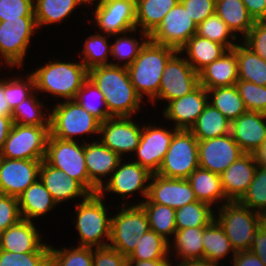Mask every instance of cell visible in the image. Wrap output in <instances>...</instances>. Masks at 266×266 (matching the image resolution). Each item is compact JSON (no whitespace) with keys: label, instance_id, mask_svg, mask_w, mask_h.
I'll use <instances>...</instances> for the list:
<instances>
[{"label":"cell","instance_id":"11","mask_svg":"<svg viewBox=\"0 0 266 266\" xmlns=\"http://www.w3.org/2000/svg\"><path fill=\"white\" fill-rule=\"evenodd\" d=\"M50 126L21 125L13 123L7 136L2 158L43 161L46 155Z\"/></svg>","mask_w":266,"mask_h":266},{"label":"cell","instance_id":"64","mask_svg":"<svg viewBox=\"0 0 266 266\" xmlns=\"http://www.w3.org/2000/svg\"><path fill=\"white\" fill-rule=\"evenodd\" d=\"M255 157L259 164L266 166V137Z\"/></svg>","mask_w":266,"mask_h":266},{"label":"cell","instance_id":"3","mask_svg":"<svg viewBox=\"0 0 266 266\" xmlns=\"http://www.w3.org/2000/svg\"><path fill=\"white\" fill-rule=\"evenodd\" d=\"M176 51L149 39L134 62L127 67L131 83L142 100L146 99L145 103L157 97L166 63Z\"/></svg>","mask_w":266,"mask_h":266},{"label":"cell","instance_id":"52","mask_svg":"<svg viewBox=\"0 0 266 266\" xmlns=\"http://www.w3.org/2000/svg\"><path fill=\"white\" fill-rule=\"evenodd\" d=\"M34 16V0H0V22Z\"/></svg>","mask_w":266,"mask_h":266},{"label":"cell","instance_id":"29","mask_svg":"<svg viewBox=\"0 0 266 266\" xmlns=\"http://www.w3.org/2000/svg\"><path fill=\"white\" fill-rule=\"evenodd\" d=\"M198 201L209 204L215 210L228 202L222 188L221 176L198 167L187 178Z\"/></svg>","mask_w":266,"mask_h":266},{"label":"cell","instance_id":"15","mask_svg":"<svg viewBox=\"0 0 266 266\" xmlns=\"http://www.w3.org/2000/svg\"><path fill=\"white\" fill-rule=\"evenodd\" d=\"M92 9L88 8V11H93V18L87 20L99 33L114 35L136 28V0H107Z\"/></svg>","mask_w":266,"mask_h":266},{"label":"cell","instance_id":"63","mask_svg":"<svg viewBox=\"0 0 266 266\" xmlns=\"http://www.w3.org/2000/svg\"><path fill=\"white\" fill-rule=\"evenodd\" d=\"M173 266H219V265L212 263L205 258H202V259L174 261Z\"/></svg>","mask_w":266,"mask_h":266},{"label":"cell","instance_id":"44","mask_svg":"<svg viewBox=\"0 0 266 266\" xmlns=\"http://www.w3.org/2000/svg\"><path fill=\"white\" fill-rule=\"evenodd\" d=\"M137 242L127 260H156L170 256L169 241L153 230L149 229Z\"/></svg>","mask_w":266,"mask_h":266},{"label":"cell","instance_id":"65","mask_svg":"<svg viewBox=\"0 0 266 266\" xmlns=\"http://www.w3.org/2000/svg\"><path fill=\"white\" fill-rule=\"evenodd\" d=\"M104 1H107V0H85L86 5L87 7L89 6V8Z\"/></svg>","mask_w":266,"mask_h":266},{"label":"cell","instance_id":"32","mask_svg":"<svg viewBox=\"0 0 266 266\" xmlns=\"http://www.w3.org/2000/svg\"><path fill=\"white\" fill-rule=\"evenodd\" d=\"M204 228L177 229L173 238L169 241V255L173 261L204 258L202 243Z\"/></svg>","mask_w":266,"mask_h":266},{"label":"cell","instance_id":"50","mask_svg":"<svg viewBox=\"0 0 266 266\" xmlns=\"http://www.w3.org/2000/svg\"><path fill=\"white\" fill-rule=\"evenodd\" d=\"M248 111L266 114V86L238 80L235 84Z\"/></svg>","mask_w":266,"mask_h":266},{"label":"cell","instance_id":"12","mask_svg":"<svg viewBox=\"0 0 266 266\" xmlns=\"http://www.w3.org/2000/svg\"><path fill=\"white\" fill-rule=\"evenodd\" d=\"M198 167V139L189 130H178L156 174L187 179Z\"/></svg>","mask_w":266,"mask_h":266},{"label":"cell","instance_id":"10","mask_svg":"<svg viewBox=\"0 0 266 266\" xmlns=\"http://www.w3.org/2000/svg\"><path fill=\"white\" fill-rule=\"evenodd\" d=\"M44 160L54 168L79 181L91 194L99 189L89 180L84 158V142L48 138Z\"/></svg>","mask_w":266,"mask_h":266},{"label":"cell","instance_id":"16","mask_svg":"<svg viewBox=\"0 0 266 266\" xmlns=\"http://www.w3.org/2000/svg\"><path fill=\"white\" fill-rule=\"evenodd\" d=\"M141 125L134 117H111L100 124L98 139L121 158H130L139 145Z\"/></svg>","mask_w":266,"mask_h":266},{"label":"cell","instance_id":"1","mask_svg":"<svg viewBox=\"0 0 266 266\" xmlns=\"http://www.w3.org/2000/svg\"><path fill=\"white\" fill-rule=\"evenodd\" d=\"M88 79L104 94L108 113L112 117L136 118L137 113L142 112L145 101L132 85L127 67L96 66L88 70Z\"/></svg>","mask_w":266,"mask_h":266},{"label":"cell","instance_id":"17","mask_svg":"<svg viewBox=\"0 0 266 266\" xmlns=\"http://www.w3.org/2000/svg\"><path fill=\"white\" fill-rule=\"evenodd\" d=\"M197 25L184 6L178 2L149 35L152 42L179 51L196 34Z\"/></svg>","mask_w":266,"mask_h":266},{"label":"cell","instance_id":"2","mask_svg":"<svg viewBox=\"0 0 266 266\" xmlns=\"http://www.w3.org/2000/svg\"><path fill=\"white\" fill-rule=\"evenodd\" d=\"M48 59L30 72L35 81V91L47 94L57 102L74 100L83 83L88 79V69L80 60ZM51 95V96H50ZM55 97V98H54ZM59 100V101H58Z\"/></svg>","mask_w":266,"mask_h":266},{"label":"cell","instance_id":"33","mask_svg":"<svg viewBox=\"0 0 266 266\" xmlns=\"http://www.w3.org/2000/svg\"><path fill=\"white\" fill-rule=\"evenodd\" d=\"M136 34H139V39L135 36ZM112 38L115 40L113 43L111 42V58H113L111 65L124 67H128L134 62L141 48L150 39L146 32L137 28L125 33L111 35Z\"/></svg>","mask_w":266,"mask_h":266},{"label":"cell","instance_id":"53","mask_svg":"<svg viewBox=\"0 0 266 266\" xmlns=\"http://www.w3.org/2000/svg\"><path fill=\"white\" fill-rule=\"evenodd\" d=\"M21 219L18 198L0 194V233Z\"/></svg>","mask_w":266,"mask_h":266},{"label":"cell","instance_id":"18","mask_svg":"<svg viewBox=\"0 0 266 266\" xmlns=\"http://www.w3.org/2000/svg\"><path fill=\"white\" fill-rule=\"evenodd\" d=\"M208 104L207 90L198 85L193 91L179 99L168 102L162 109V118L178 130H190ZM164 108V109H163Z\"/></svg>","mask_w":266,"mask_h":266},{"label":"cell","instance_id":"57","mask_svg":"<svg viewBox=\"0 0 266 266\" xmlns=\"http://www.w3.org/2000/svg\"><path fill=\"white\" fill-rule=\"evenodd\" d=\"M250 251L256 254L266 266V219L254 234L250 245Z\"/></svg>","mask_w":266,"mask_h":266},{"label":"cell","instance_id":"5","mask_svg":"<svg viewBox=\"0 0 266 266\" xmlns=\"http://www.w3.org/2000/svg\"><path fill=\"white\" fill-rule=\"evenodd\" d=\"M100 124L101 122L88 113L75 99L57 102L50 109V135L52 137L86 143L89 141L84 139L87 136L92 138V141L93 138L97 140L95 136H99Z\"/></svg>","mask_w":266,"mask_h":266},{"label":"cell","instance_id":"4","mask_svg":"<svg viewBox=\"0 0 266 266\" xmlns=\"http://www.w3.org/2000/svg\"><path fill=\"white\" fill-rule=\"evenodd\" d=\"M105 204V198L99 193L75 203L73 223L79 238L77 246L97 248L109 245L112 213L109 214Z\"/></svg>","mask_w":266,"mask_h":266},{"label":"cell","instance_id":"36","mask_svg":"<svg viewBox=\"0 0 266 266\" xmlns=\"http://www.w3.org/2000/svg\"><path fill=\"white\" fill-rule=\"evenodd\" d=\"M189 131L198 141L221 137L231 133V121L208 103Z\"/></svg>","mask_w":266,"mask_h":266},{"label":"cell","instance_id":"24","mask_svg":"<svg viewBox=\"0 0 266 266\" xmlns=\"http://www.w3.org/2000/svg\"><path fill=\"white\" fill-rule=\"evenodd\" d=\"M231 135L243 153L256 154L266 137V114L247 110L231 122Z\"/></svg>","mask_w":266,"mask_h":266},{"label":"cell","instance_id":"47","mask_svg":"<svg viewBox=\"0 0 266 266\" xmlns=\"http://www.w3.org/2000/svg\"><path fill=\"white\" fill-rule=\"evenodd\" d=\"M75 100L101 123L112 117L108 113L104 94L89 79L83 83Z\"/></svg>","mask_w":266,"mask_h":266},{"label":"cell","instance_id":"34","mask_svg":"<svg viewBox=\"0 0 266 266\" xmlns=\"http://www.w3.org/2000/svg\"><path fill=\"white\" fill-rule=\"evenodd\" d=\"M202 243L204 258L217 265L227 266L224 260L229 256L227 259L231 261L236 254L224 229L215 219L203 229Z\"/></svg>","mask_w":266,"mask_h":266},{"label":"cell","instance_id":"26","mask_svg":"<svg viewBox=\"0 0 266 266\" xmlns=\"http://www.w3.org/2000/svg\"><path fill=\"white\" fill-rule=\"evenodd\" d=\"M258 166L255 154H242L220 176L228 201H239L248 190Z\"/></svg>","mask_w":266,"mask_h":266},{"label":"cell","instance_id":"21","mask_svg":"<svg viewBox=\"0 0 266 266\" xmlns=\"http://www.w3.org/2000/svg\"><path fill=\"white\" fill-rule=\"evenodd\" d=\"M36 225L34 221L21 219L10 226L0 233V249L14 253L49 252L50 244L43 241L45 235Z\"/></svg>","mask_w":266,"mask_h":266},{"label":"cell","instance_id":"30","mask_svg":"<svg viewBox=\"0 0 266 266\" xmlns=\"http://www.w3.org/2000/svg\"><path fill=\"white\" fill-rule=\"evenodd\" d=\"M78 8H87L85 0H34V16L38 31L48 25L63 23L66 19L68 22Z\"/></svg>","mask_w":266,"mask_h":266},{"label":"cell","instance_id":"40","mask_svg":"<svg viewBox=\"0 0 266 266\" xmlns=\"http://www.w3.org/2000/svg\"><path fill=\"white\" fill-rule=\"evenodd\" d=\"M39 96L40 95L34 91L28 98L13 109L11 116L13 123L50 126V109H48V105L45 104L43 100L39 99ZM45 109L48 110L46 111Z\"/></svg>","mask_w":266,"mask_h":266},{"label":"cell","instance_id":"59","mask_svg":"<svg viewBox=\"0 0 266 266\" xmlns=\"http://www.w3.org/2000/svg\"><path fill=\"white\" fill-rule=\"evenodd\" d=\"M254 21L266 20V0H242Z\"/></svg>","mask_w":266,"mask_h":266},{"label":"cell","instance_id":"62","mask_svg":"<svg viewBox=\"0 0 266 266\" xmlns=\"http://www.w3.org/2000/svg\"><path fill=\"white\" fill-rule=\"evenodd\" d=\"M2 77L0 78V116H12L13 110L4 96V76Z\"/></svg>","mask_w":266,"mask_h":266},{"label":"cell","instance_id":"20","mask_svg":"<svg viewBox=\"0 0 266 266\" xmlns=\"http://www.w3.org/2000/svg\"><path fill=\"white\" fill-rule=\"evenodd\" d=\"M243 153L230 134L198 141L199 167L221 175Z\"/></svg>","mask_w":266,"mask_h":266},{"label":"cell","instance_id":"14","mask_svg":"<svg viewBox=\"0 0 266 266\" xmlns=\"http://www.w3.org/2000/svg\"><path fill=\"white\" fill-rule=\"evenodd\" d=\"M149 122L150 124L148 122L143 123L139 145L131 159L150 173L156 174L178 129L171 127V124L167 128L163 124L160 126V123L159 126L155 125V121Z\"/></svg>","mask_w":266,"mask_h":266},{"label":"cell","instance_id":"9","mask_svg":"<svg viewBox=\"0 0 266 266\" xmlns=\"http://www.w3.org/2000/svg\"><path fill=\"white\" fill-rule=\"evenodd\" d=\"M151 176L152 173L137 162L128 158L125 161V158H122L113 174L99 189L98 193L103 198L107 197L105 196L106 193L119 195L122 199L120 205H140L148 197ZM136 193L137 196L138 194L141 196V200L137 203L135 201H133L134 203L132 201L127 203L128 198L133 197Z\"/></svg>","mask_w":266,"mask_h":266},{"label":"cell","instance_id":"23","mask_svg":"<svg viewBox=\"0 0 266 266\" xmlns=\"http://www.w3.org/2000/svg\"><path fill=\"white\" fill-rule=\"evenodd\" d=\"M39 179L60 206L74 199L78 203L91 194L79 181L49 165L45 160L42 161L39 169Z\"/></svg>","mask_w":266,"mask_h":266},{"label":"cell","instance_id":"41","mask_svg":"<svg viewBox=\"0 0 266 266\" xmlns=\"http://www.w3.org/2000/svg\"><path fill=\"white\" fill-rule=\"evenodd\" d=\"M207 94L208 103L217 108L231 122L247 111L235 85L208 89Z\"/></svg>","mask_w":266,"mask_h":266},{"label":"cell","instance_id":"61","mask_svg":"<svg viewBox=\"0 0 266 266\" xmlns=\"http://www.w3.org/2000/svg\"><path fill=\"white\" fill-rule=\"evenodd\" d=\"M12 126L13 120L11 116H0V152L3 149Z\"/></svg>","mask_w":266,"mask_h":266},{"label":"cell","instance_id":"55","mask_svg":"<svg viewBox=\"0 0 266 266\" xmlns=\"http://www.w3.org/2000/svg\"><path fill=\"white\" fill-rule=\"evenodd\" d=\"M196 25L215 13L216 0H179Z\"/></svg>","mask_w":266,"mask_h":266},{"label":"cell","instance_id":"48","mask_svg":"<svg viewBox=\"0 0 266 266\" xmlns=\"http://www.w3.org/2000/svg\"><path fill=\"white\" fill-rule=\"evenodd\" d=\"M16 74L4 77V96L12 110L35 91L34 77L30 72Z\"/></svg>","mask_w":266,"mask_h":266},{"label":"cell","instance_id":"46","mask_svg":"<svg viewBox=\"0 0 266 266\" xmlns=\"http://www.w3.org/2000/svg\"><path fill=\"white\" fill-rule=\"evenodd\" d=\"M196 35L218 42L228 50L240 42L216 12L197 25Z\"/></svg>","mask_w":266,"mask_h":266},{"label":"cell","instance_id":"60","mask_svg":"<svg viewBox=\"0 0 266 266\" xmlns=\"http://www.w3.org/2000/svg\"><path fill=\"white\" fill-rule=\"evenodd\" d=\"M173 263L171 256L156 260H128V266H173Z\"/></svg>","mask_w":266,"mask_h":266},{"label":"cell","instance_id":"13","mask_svg":"<svg viewBox=\"0 0 266 266\" xmlns=\"http://www.w3.org/2000/svg\"><path fill=\"white\" fill-rule=\"evenodd\" d=\"M199 85V73L186 61L185 56L176 51L166 63L157 97L151 105L165 102V105L187 95Z\"/></svg>","mask_w":266,"mask_h":266},{"label":"cell","instance_id":"31","mask_svg":"<svg viewBox=\"0 0 266 266\" xmlns=\"http://www.w3.org/2000/svg\"><path fill=\"white\" fill-rule=\"evenodd\" d=\"M179 51L192 68L199 73L207 65L220 58L228 49L218 42L195 34Z\"/></svg>","mask_w":266,"mask_h":266},{"label":"cell","instance_id":"19","mask_svg":"<svg viewBox=\"0 0 266 266\" xmlns=\"http://www.w3.org/2000/svg\"><path fill=\"white\" fill-rule=\"evenodd\" d=\"M42 161L0 158V194L19 197L39 178Z\"/></svg>","mask_w":266,"mask_h":266},{"label":"cell","instance_id":"49","mask_svg":"<svg viewBox=\"0 0 266 266\" xmlns=\"http://www.w3.org/2000/svg\"><path fill=\"white\" fill-rule=\"evenodd\" d=\"M239 202L266 218V166L258 163L254 179Z\"/></svg>","mask_w":266,"mask_h":266},{"label":"cell","instance_id":"35","mask_svg":"<svg viewBox=\"0 0 266 266\" xmlns=\"http://www.w3.org/2000/svg\"><path fill=\"white\" fill-rule=\"evenodd\" d=\"M215 12L240 41L255 22L242 0H216Z\"/></svg>","mask_w":266,"mask_h":266},{"label":"cell","instance_id":"39","mask_svg":"<svg viewBox=\"0 0 266 266\" xmlns=\"http://www.w3.org/2000/svg\"><path fill=\"white\" fill-rule=\"evenodd\" d=\"M111 35L104 33H93L85 37L83 48L80 50L78 58L89 70L96 66L111 65ZM83 42V43H82Z\"/></svg>","mask_w":266,"mask_h":266},{"label":"cell","instance_id":"37","mask_svg":"<svg viewBox=\"0 0 266 266\" xmlns=\"http://www.w3.org/2000/svg\"><path fill=\"white\" fill-rule=\"evenodd\" d=\"M179 0H136V28L150 35Z\"/></svg>","mask_w":266,"mask_h":266},{"label":"cell","instance_id":"54","mask_svg":"<svg viewBox=\"0 0 266 266\" xmlns=\"http://www.w3.org/2000/svg\"><path fill=\"white\" fill-rule=\"evenodd\" d=\"M241 41L266 60V20L255 21L249 33Z\"/></svg>","mask_w":266,"mask_h":266},{"label":"cell","instance_id":"58","mask_svg":"<svg viewBox=\"0 0 266 266\" xmlns=\"http://www.w3.org/2000/svg\"><path fill=\"white\" fill-rule=\"evenodd\" d=\"M230 266H265L261 259L250 250L236 252Z\"/></svg>","mask_w":266,"mask_h":266},{"label":"cell","instance_id":"43","mask_svg":"<svg viewBox=\"0 0 266 266\" xmlns=\"http://www.w3.org/2000/svg\"><path fill=\"white\" fill-rule=\"evenodd\" d=\"M214 219L215 209L198 200L175 210L177 229L207 227Z\"/></svg>","mask_w":266,"mask_h":266},{"label":"cell","instance_id":"45","mask_svg":"<svg viewBox=\"0 0 266 266\" xmlns=\"http://www.w3.org/2000/svg\"><path fill=\"white\" fill-rule=\"evenodd\" d=\"M48 266H93V247L54 248L50 244Z\"/></svg>","mask_w":266,"mask_h":266},{"label":"cell","instance_id":"38","mask_svg":"<svg viewBox=\"0 0 266 266\" xmlns=\"http://www.w3.org/2000/svg\"><path fill=\"white\" fill-rule=\"evenodd\" d=\"M240 42L233 48L238 60V80L266 86V60Z\"/></svg>","mask_w":266,"mask_h":266},{"label":"cell","instance_id":"27","mask_svg":"<svg viewBox=\"0 0 266 266\" xmlns=\"http://www.w3.org/2000/svg\"><path fill=\"white\" fill-rule=\"evenodd\" d=\"M237 81L238 60L234 49L228 50L199 72V84L206 90L234 86Z\"/></svg>","mask_w":266,"mask_h":266},{"label":"cell","instance_id":"6","mask_svg":"<svg viewBox=\"0 0 266 266\" xmlns=\"http://www.w3.org/2000/svg\"><path fill=\"white\" fill-rule=\"evenodd\" d=\"M265 219L239 201H228L215 210V220L224 229L235 252L250 250L253 236Z\"/></svg>","mask_w":266,"mask_h":266},{"label":"cell","instance_id":"8","mask_svg":"<svg viewBox=\"0 0 266 266\" xmlns=\"http://www.w3.org/2000/svg\"><path fill=\"white\" fill-rule=\"evenodd\" d=\"M111 215L109 246L128 257L137 246L141 235L149 230V220L141 205H120Z\"/></svg>","mask_w":266,"mask_h":266},{"label":"cell","instance_id":"22","mask_svg":"<svg viewBox=\"0 0 266 266\" xmlns=\"http://www.w3.org/2000/svg\"><path fill=\"white\" fill-rule=\"evenodd\" d=\"M152 203L178 209L197 201L191 184L187 179L165 178L152 174L147 197Z\"/></svg>","mask_w":266,"mask_h":266},{"label":"cell","instance_id":"28","mask_svg":"<svg viewBox=\"0 0 266 266\" xmlns=\"http://www.w3.org/2000/svg\"><path fill=\"white\" fill-rule=\"evenodd\" d=\"M18 200L21 218L34 222L44 218L50 211L52 213L58 206L39 178L18 197Z\"/></svg>","mask_w":266,"mask_h":266},{"label":"cell","instance_id":"56","mask_svg":"<svg viewBox=\"0 0 266 266\" xmlns=\"http://www.w3.org/2000/svg\"><path fill=\"white\" fill-rule=\"evenodd\" d=\"M93 266H128V260L108 245L93 248Z\"/></svg>","mask_w":266,"mask_h":266},{"label":"cell","instance_id":"51","mask_svg":"<svg viewBox=\"0 0 266 266\" xmlns=\"http://www.w3.org/2000/svg\"><path fill=\"white\" fill-rule=\"evenodd\" d=\"M49 252L14 253L0 249V266H48Z\"/></svg>","mask_w":266,"mask_h":266},{"label":"cell","instance_id":"25","mask_svg":"<svg viewBox=\"0 0 266 266\" xmlns=\"http://www.w3.org/2000/svg\"><path fill=\"white\" fill-rule=\"evenodd\" d=\"M96 138L97 140L84 143V158L89 180L100 189L122 158Z\"/></svg>","mask_w":266,"mask_h":266},{"label":"cell","instance_id":"7","mask_svg":"<svg viewBox=\"0 0 266 266\" xmlns=\"http://www.w3.org/2000/svg\"><path fill=\"white\" fill-rule=\"evenodd\" d=\"M37 30L35 17L0 22V69L21 68L25 71V57L31 49L32 37L40 32Z\"/></svg>","mask_w":266,"mask_h":266},{"label":"cell","instance_id":"42","mask_svg":"<svg viewBox=\"0 0 266 266\" xmlns=\"http://www.w3.org/2000/svg\"><path fill=\"white\" fill-rule=\"evenodd\" d=\"M149 220V229L170 241L177 231L175 209L169 206L152 203L146 198L141 204Z\"/></svg>","mask_w":266,"mask_h":266}]
</instances>
